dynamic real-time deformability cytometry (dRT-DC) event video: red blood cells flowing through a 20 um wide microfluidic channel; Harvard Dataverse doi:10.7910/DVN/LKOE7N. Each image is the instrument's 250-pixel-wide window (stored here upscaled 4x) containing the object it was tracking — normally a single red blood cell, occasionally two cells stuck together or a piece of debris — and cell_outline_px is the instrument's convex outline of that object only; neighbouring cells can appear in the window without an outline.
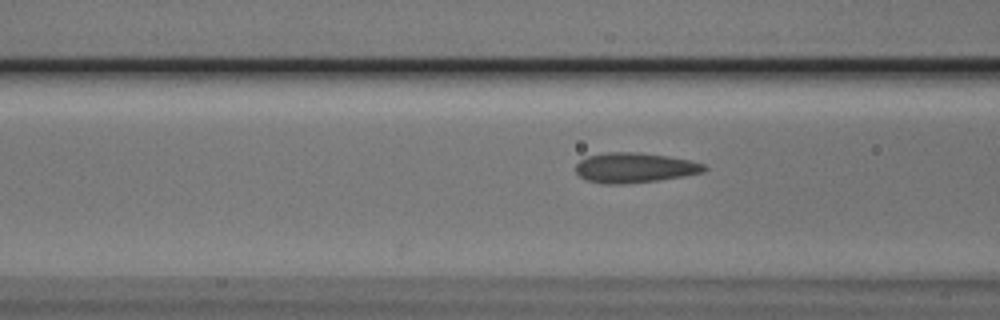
{"species": "Egyptian fruit bat (a non-hibernating species)", "species_latin": "Rousettus aegyptiacus", "temperature_condition": "cold", "stored_images_in_passage": 4, "camera_frame_rate_fps": 3000, "um_per_image_px": 0.085, "animal": {"sex": "male"}, "frame": {"image": 1, "passage_image": 4, "time_ms": 1.0, "image_size_px": [1000, 320], "cell_outline_px": [[708, 168], [704, 172], [684, 176], [660, 180], [624, 184], [604, 184], [588, 180], [580, 176], [576, 172], [576, 164], [580, 160], [588, 156], [608, 152], [640, 152], [688, 160], [704, 164]], "centroid_in_image_um": [53.94, 14.26], "position_along_channel_um": 112.7, "area_um2": 22.37}}